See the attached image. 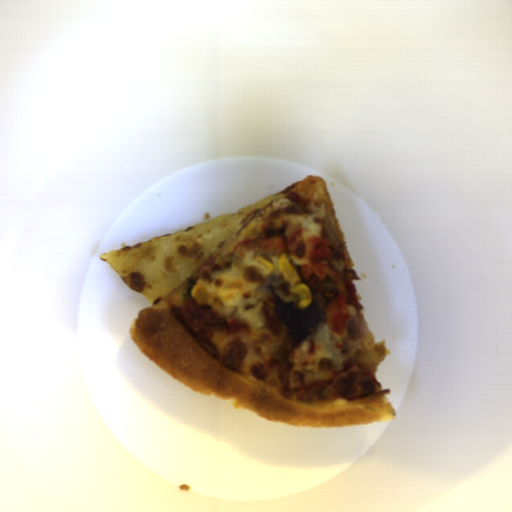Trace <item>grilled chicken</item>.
Instances as JSON below:
<instances>
[{"label":"grilled chicken","mask_w":512,"mask_h":512,"mask_svg":"<svg viewBox=\"0 0 512 512\" xmlns=\"http://www.w3.org/2000/svg\"><path fill=\"white\" fill-rule=\"evenodd\" d=\"M357 366H351L340 374L327 389L321 392L320 397L327 400L345 399L364 400L376 392V381L360 375Z\"/></svg>","instance_id":"grilled-chicken-1"}]
</instances>
